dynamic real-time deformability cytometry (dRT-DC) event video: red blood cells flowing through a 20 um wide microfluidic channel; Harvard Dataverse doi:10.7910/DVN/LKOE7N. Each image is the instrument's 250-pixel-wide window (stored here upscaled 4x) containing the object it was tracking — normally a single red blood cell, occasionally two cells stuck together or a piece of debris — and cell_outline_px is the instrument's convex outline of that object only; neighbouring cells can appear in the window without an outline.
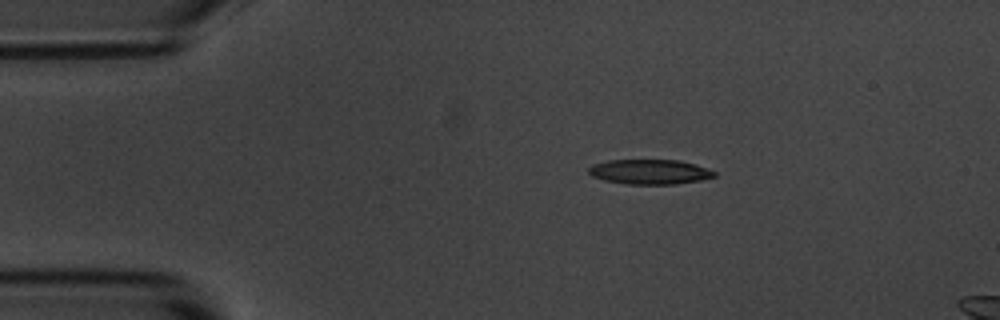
{"species": "common noctule bat (a hibernating species)", "species_latin": "Nyctalus noctula", "temperature_condition": "room temperature", "stored_images_in_passage": 3, "camera_frame_rate_fps": 3000, "um_per_image_px": 0.085, "animal": {"sex": "male", "body_mass_g": 20.1, "forearm_length_mm": 53.5}, "frame": {"image": 1, "passage_image": 1, "time_ms": 0.0, "image_size_px": [1000, 320], "cell_outline_px": [[716, 176], [700, 180], [672, 184], [628, 184], [604, 180], [592, 176], [588, 172], [588, 168], [592, 164], [608, 160], [680, 160], [696, 164], [708, 168], [716, 172]], "centroid_in_image_um": [55.23, 14.59], "position_along_channel_um": 29.8, "area_um2": 18.21}}